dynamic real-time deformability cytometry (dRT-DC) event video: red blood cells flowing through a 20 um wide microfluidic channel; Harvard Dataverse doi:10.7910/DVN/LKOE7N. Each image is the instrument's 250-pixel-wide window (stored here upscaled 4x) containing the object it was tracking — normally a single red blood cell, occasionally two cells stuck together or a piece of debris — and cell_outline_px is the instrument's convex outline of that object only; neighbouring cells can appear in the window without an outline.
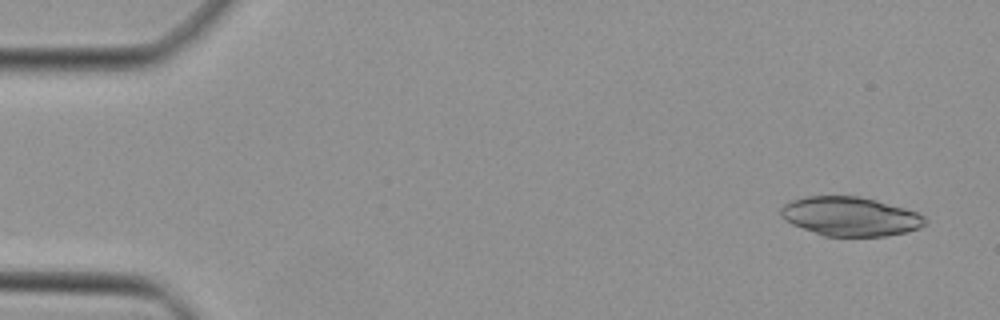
{"species": "Egyptian fruit bat (a non-hibernating species)", "species_latin": "Rousettus aegyptiacus", "temperature_condition": "cold", "stored_images_in_passage": 45, "camera_frame_rate_fps": 3000, "um_per_image_px": 0.085, "animal": {"sex": "female"}, "frame": {"image": 1, "passage_image": 3, "time_ms": 0.667, "image_size_px": [1000, 320], "cell_outline_px": [[924, 224], [920, 228], [904, 232], [884, 236], [824, 236], [792, 224], [780, 212], [780, 208], [784, 204], [792, 200], [804, 196], [860, 196], [876, 200], [904, 208], [916, 212], [924, 216]], "centroid_in_image_um": [72.26, 18.39], "position_along_channel_um": 12.7, "area_um2": 32.48}}